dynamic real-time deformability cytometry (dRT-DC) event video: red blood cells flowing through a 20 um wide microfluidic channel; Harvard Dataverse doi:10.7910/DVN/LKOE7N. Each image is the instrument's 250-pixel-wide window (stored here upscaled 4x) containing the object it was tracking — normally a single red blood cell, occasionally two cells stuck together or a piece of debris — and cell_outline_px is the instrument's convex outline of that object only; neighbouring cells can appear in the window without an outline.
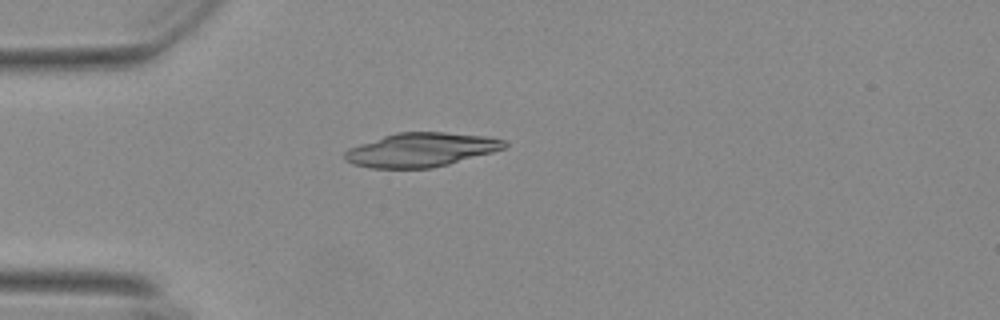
{"species": "Egyptian fruit bat (a non-hibernating species)", "species_latin": "Rousettus aegyptiacus", "temperature_condition": "warm", "stored_images_in_passage": 41, "camera_frame_rate_fps": 3000, "um_per_image_px": 0.085, "animal": {"sex": "female"}, "frame": {"image": 1, "passage_image": 1, "time_ms": 0.0, "image_size_px": [1000, 320], "cell_outline_px": [[508, 144], [504, 148], [492, 152], [448, 164], [432, 168], [372, 168], [352, 164], [344, 160], [344, 152], [348, 148], [396, 132], [444, 132], [484, 136], [504, 140]], "centroid_in_image_um": [35.75, 12.73], "position_along_channel_um": 49.3, "area_um2": 31.39}}
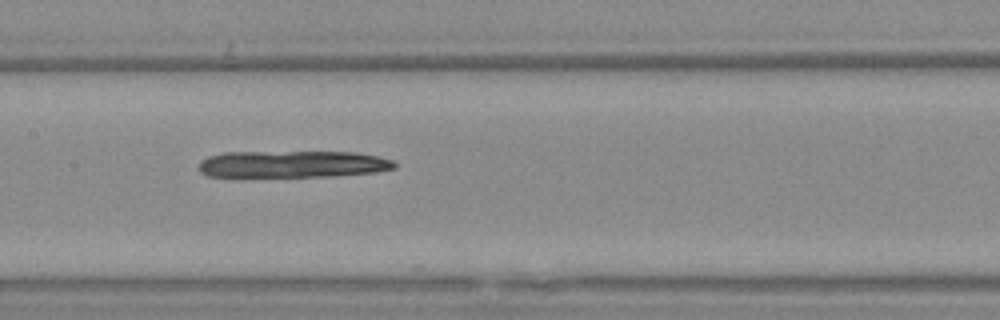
{"frame": {"image": 2, "passage_image": 13, "time_ms": 4.0, "image_size_px": [1000, 320], "cell_outline_px": [[396, 168], [376, 172], [328, 176], [208, 176], [200, 172], [200, 160], [208, 156], [224, 152], [356, 152], [376, 156], [392, 160], [396, 164]], "centroid_in_image_um": [24.87, 13.94], "position_along_channel_um": 182.5, "area_um2": 30.46}}
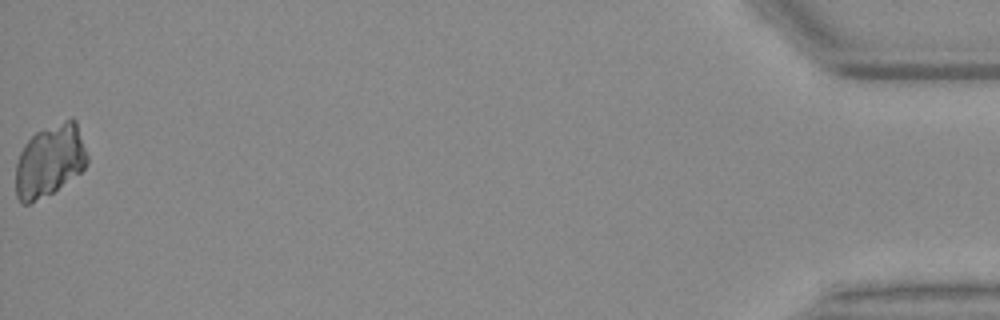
{"frame": {"image": 3, "passage_image": 41, "time_ms": 13.333, "image_size_px": [1000, 320], "cell_outline_px": [[88, 160], [84, 168], [80, 172], [52, 192], [28, 204], [20, 204], [16, 196], [16, 164], [20, 152], [24, 144], [36, 132], [72, 116], [76, 120], [88, 156]], "centroid_in_image_um": [4.22, 13.64], "position_along_channel_um": 431.0, "area_um2": 29.94}}